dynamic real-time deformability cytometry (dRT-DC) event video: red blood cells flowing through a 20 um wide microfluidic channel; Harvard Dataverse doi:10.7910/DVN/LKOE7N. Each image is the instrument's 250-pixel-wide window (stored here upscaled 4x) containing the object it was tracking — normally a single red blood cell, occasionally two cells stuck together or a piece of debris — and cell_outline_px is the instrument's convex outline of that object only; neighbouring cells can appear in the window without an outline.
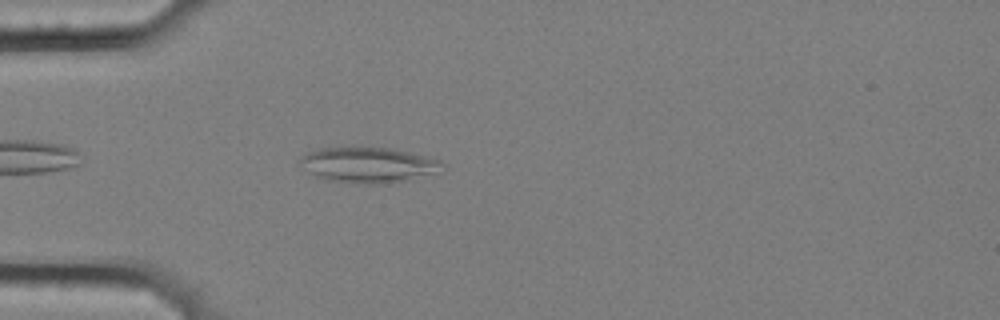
{"species": "common noctule bat (a hibernating species)", "species_latin": "Nyctalus noctula", "temperature_condition": "cold", "stored_images_in_passage": 28, "camera_frame_rate_fps": 3000, "um_per_image_px": 0.085, "animal": {"sex": "female", "body_mass_g": 25.1}, "frame": {"image": 1, "passage_image": 4, "time_ms": 1.0, "image_size_px": [1000, 320], "cell_outline_px": [[444, 164], [432, 172], [404, 180], [376, 184], [356, 184], [324, 180], [308, 172], [300, 164], [300, 156], [308, 152], [320, 148], [388, 148], [408, 152], [440, 160]], "centroid_in_image_um": [31.18, 14.02], "position_along_channel_um": 53.8, "area_um2": 28.67}}
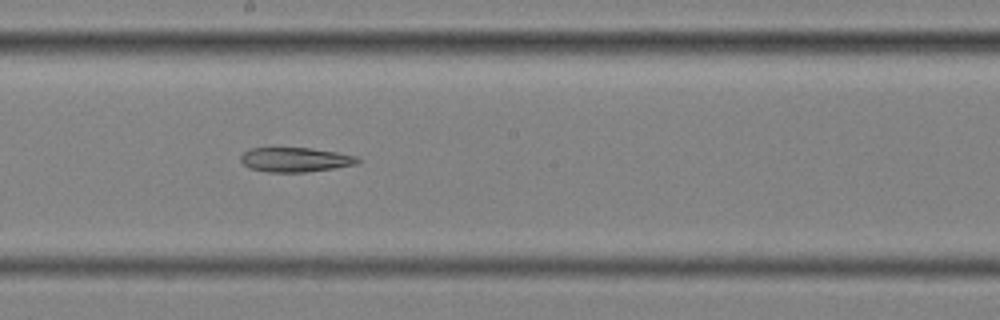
{"frame": {"image": 2, "passage_image": 19, "time_ms": 6.0, "image_size_px": [1000, 320], "cell_outline_px": [[360, 160], [356, 164], [332, 168], [304, 172], [268, 172], [248, 168], [240, 160], [240, 156], [244, 152], [252, 148], [308, 148], [336, 152], [356, 156]], "centroid_in_image_um": [25.06, 13.57], "position_along_channel_um": 223.1, "area_um2": 16.47}}
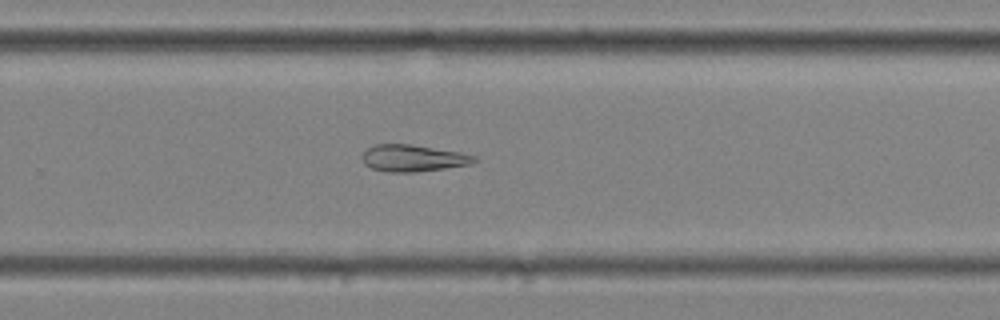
{"frame": {"image": 3, "passage_image": 25, "time_ms": 8.0, "image_size_px": [1000, 320], "cell_outline_px": [[480, 160], [472, 164], [416, 172], [388, 172], [372, 168], [364, 164], [360, 156], [368, 148], [376, 144], [412, 144], [460, 152], [476, 156]], "centroid_in_image_um": [35.13, 13.44], "position_along_channel_um": 294.7, "area_um2": 17.63}}